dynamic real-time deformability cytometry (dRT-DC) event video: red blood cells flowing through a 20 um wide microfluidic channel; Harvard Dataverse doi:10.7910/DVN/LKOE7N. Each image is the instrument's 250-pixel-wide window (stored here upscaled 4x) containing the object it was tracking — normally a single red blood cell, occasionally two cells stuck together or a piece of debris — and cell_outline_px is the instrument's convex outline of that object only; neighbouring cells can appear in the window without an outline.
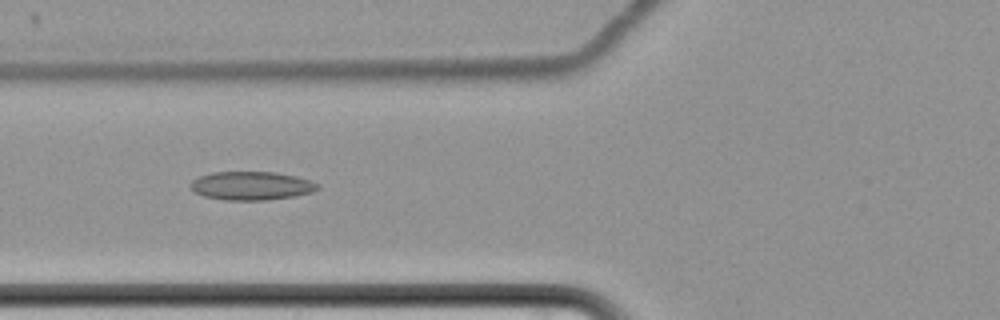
{"species": "common noctule bat (a hibernating species)", "species_latin": "Nyctalus noctula", "temperature_condition": "cold", "stored_images_in_passage": 65, "camera_frame_rate_fps": 3000, "um_per_image_px": 0.085, "animal": {"sex": "female", "body_mass_g": 22.7, "forearm_length_mm": 54.2}, "frame": {"image": 1, "passage_image": 29, "time_ms": 9.333, "image_size_px": [1000, 320], "cell_outline_px": [[320, 188], [312, 192], [296, 196], [268, 200], [224, 200], [204, 196], [196, 192], [188, 184], [192, 180], [200, 176], [212, 172], [276, 172], [296, 176], [312, 180], [320, 184]], "centroid_in_image_um": [21.42, 15.79], "position_along_channel_um": 104.4, "area_um2": 21.33}}
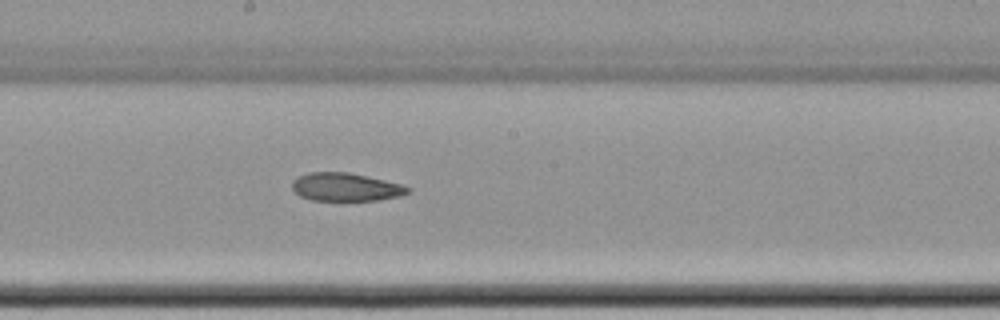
{"frame": {"image": 2, "passage_image": 39, "time_ms": 12.667, "image_size_px": [1000, 320], "cell_outline_px": [[412, 188], [408, 192], [400, 196], [380, 200], [312, 200], [300, 196], [292, 192], [292, 180], [308, 172], [348, 172], [384, 180], [400, 184]], "centroid_in_image_um": [29.35, 15.9], "position_along_channel_um": 218.9, "area_um2": 18.96}}
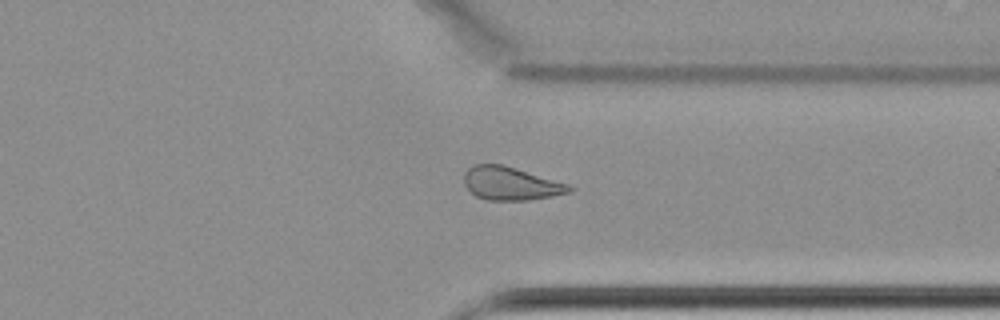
{"frame": {"image": 3, "passage_image": 52, "time_ms": 17.0, "image_size_px": [1000, 320], "cell_outline_px": [[576, 188], [572, 192], [552, 196], [528, 200], [488, 200], [476, 196], [464, 184], [464, 172], [468, 168], [476, 164], [504, 164], [572, 184]], "centroid_in_image_um": [43.49, 15.59], "position_along_channel_um": 367.9, "area_um2": 20.75}, "authors_computed_cell_mechanics": {"area_um2": 22.3108, "velocity_mm_per_s": 3.4277, "shape_relaxation_time_tau1_ms": null, "shape_relaxation_time_tau2_ms": 4.5183, "deformation_change_tau1": null, "deformation_change_tau2": 0.1035}}